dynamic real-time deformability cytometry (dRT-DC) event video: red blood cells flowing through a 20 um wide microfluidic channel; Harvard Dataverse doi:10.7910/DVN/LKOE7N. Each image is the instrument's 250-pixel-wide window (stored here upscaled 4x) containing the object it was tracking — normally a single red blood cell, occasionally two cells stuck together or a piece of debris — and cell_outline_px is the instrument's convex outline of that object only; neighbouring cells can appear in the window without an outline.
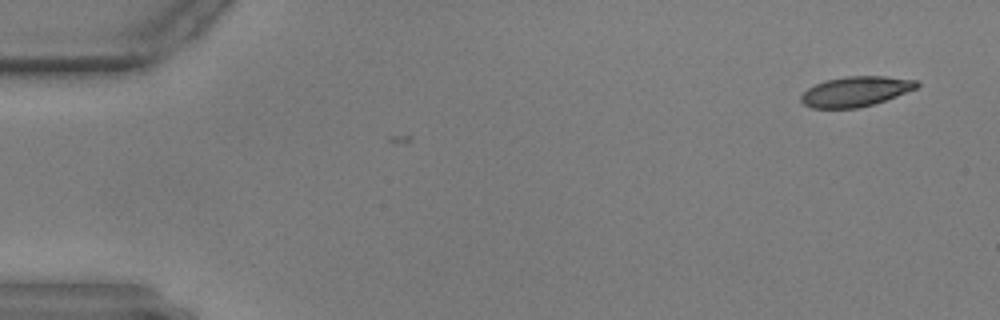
{"species": "common noctule bat (a hibernating species)", "species_latin": "Nyctalus noctula", "temperature_condition": "warm", "stored_images_in_passage": 5, "camera_frame_rate_fps": 3000, "um_per_image_px": 0.085, "animal": {"sex": "male", "body_mass_g": 17.9, "forearm_length_mm": 54.2}, "frame": {"image": 1, "passage_image": 5, "time_ms": 1.333, "image_size_px": [1000, 320], "cell_outline_px": [[920, 84], [916, 88], [896, 96], [872, 104], [856, 108], [812, 108], [804, 104], [800, 100], [800, 96], [808, 88], [824, 80], [844, 76], [884, 76], [920, 80]], "centroid_in_image_um": [72.73, 7.76], "position_along_channel_um": 12.3, "area_um2": 20.23}}